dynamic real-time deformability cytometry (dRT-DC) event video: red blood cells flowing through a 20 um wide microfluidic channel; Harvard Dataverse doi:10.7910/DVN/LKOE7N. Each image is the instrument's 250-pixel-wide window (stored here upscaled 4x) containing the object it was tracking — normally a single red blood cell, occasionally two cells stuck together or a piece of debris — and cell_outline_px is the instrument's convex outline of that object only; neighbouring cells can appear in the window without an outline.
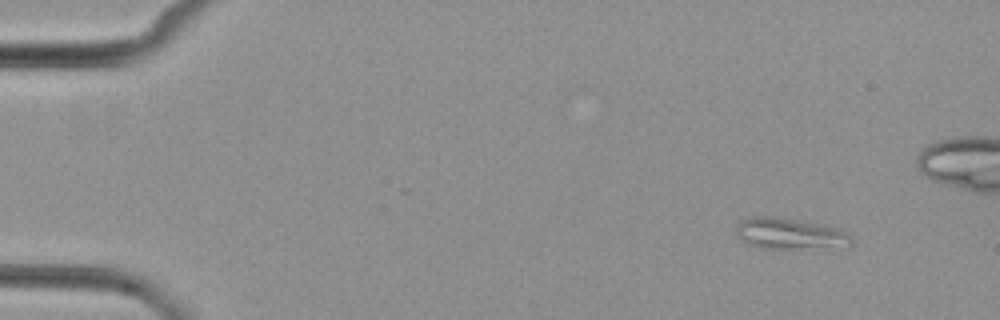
{"species": "common noctule bat (a hibernating species)", "species_latin": "Nyctalus noctula", "temperature_condition": "cold", "stored_images_in_passage": 4, "camera_frame_rate_fps": 3000, "um_per_image_px": 0.085, "animal": {"sex": "female", "body_mass_g": 29.2, "forearm_length_mm": 56.3}, "frame": {"image": 1, "passage_image": 1, "time_ms": 0.0, "image_size_px": [1000, 320], "cell_outline_px": [[852, 244], [848, 248], [764, 248], [748, 244], [736, 236], [736, 224], [740, 220], [752, 216], [776, 216], [840, 228], [852, 236]], "centroid_in_image_um": [67.17, 19.87], "position_along_channel_um": 17.8, "area_um2": 21.33}}